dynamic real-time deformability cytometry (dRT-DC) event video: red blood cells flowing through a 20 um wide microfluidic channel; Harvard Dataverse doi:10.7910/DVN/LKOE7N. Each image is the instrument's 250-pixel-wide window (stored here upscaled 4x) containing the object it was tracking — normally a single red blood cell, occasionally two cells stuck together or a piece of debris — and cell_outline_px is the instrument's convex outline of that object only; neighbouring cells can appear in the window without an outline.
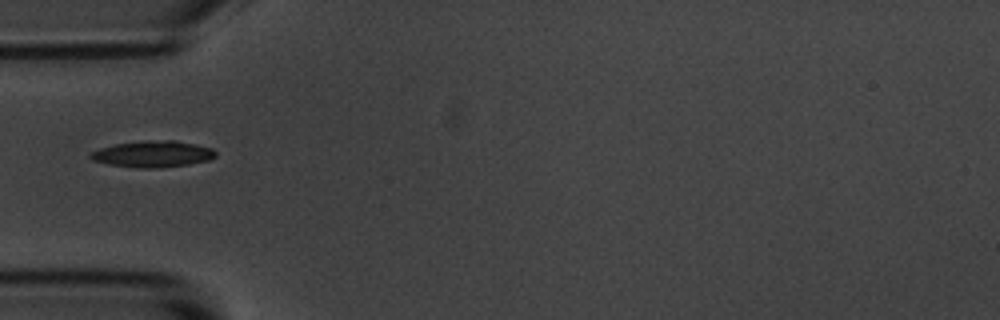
{"species": "common noctule bat (a hibernating species)", "species_latin": "Nyctalus noctula", "temperature_condition": "room temperature", "stored_images_in_passage": 1, "camera_frame_rate_fps": 3000, "um_per_image_px": 0.085, "animal": {"sex": "male", "body_mass_g": 20.1, "forearm_length_mm": 53.5}, "frame": {"image": 1, "passage_image": 1, "time_ms": 0.0, "image_size_px": [1000, 320], "cell_outline_px": [[216, 156], [208, 160], [188, 164], [160, 168], [140, 168], [108, 164], [92, 160], [88, 156], [92, 152], [100, 148], [116, 144], [144, 140], [176, 140], [196, 144], [212, 148], [216, 152]], "centroid_in_image_um": [13.0, 13.08], "position_along_channel_um": 72.0, "area_um2": 19.25}}